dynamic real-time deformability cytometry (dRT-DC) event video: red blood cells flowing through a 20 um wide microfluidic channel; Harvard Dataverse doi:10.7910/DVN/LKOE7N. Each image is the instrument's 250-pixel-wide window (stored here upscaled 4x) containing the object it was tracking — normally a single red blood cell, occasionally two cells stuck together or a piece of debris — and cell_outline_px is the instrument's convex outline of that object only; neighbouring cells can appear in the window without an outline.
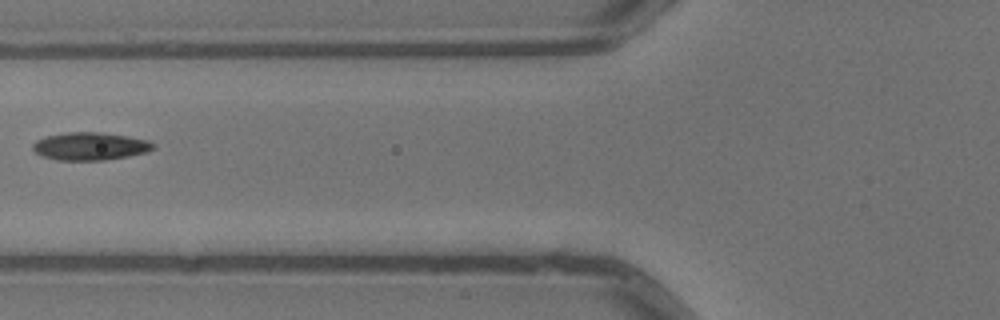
{"species": "common noctule bat (a hibernating species)", "species_latin": "Nyctalus noctula", "temperature_condition": "warm", "stored_images_in_passage": 3, "camera_frame_rate_fps": 3000, "um_per_image_px": 0.085, "animal": {"sex": "male", "body_mass_g": 13.3}, "frame": {"image": 1, "passage_image": 3, "time_ms": 0.667, "image_size_px": [1000, 320], "cell_outline_px": [[156, 148], [148, 152], [128, 156], [104, 160], [56, 160], [44, 156], [36, 152], [32, 148], [32, 144], [36, 140], [44, 136], [68, 132], [100, 132], [128, 136], [148, 140], [156, 144]], "centroid_in_image_um": [7.69, 12.42], "position_along_channel_um": 118.1, "area_um2": 19.65}}